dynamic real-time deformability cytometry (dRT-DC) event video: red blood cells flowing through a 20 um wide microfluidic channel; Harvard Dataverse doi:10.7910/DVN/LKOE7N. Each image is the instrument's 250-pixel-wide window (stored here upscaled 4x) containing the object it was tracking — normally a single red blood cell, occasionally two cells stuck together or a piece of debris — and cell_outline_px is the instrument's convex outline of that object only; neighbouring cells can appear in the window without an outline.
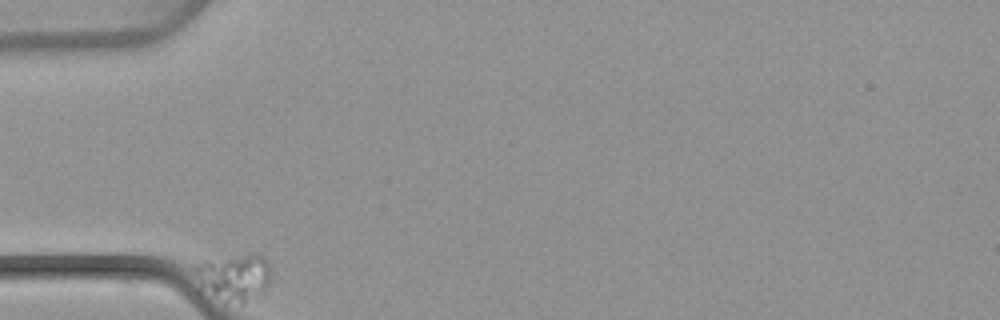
{"species": "common noctule bat (a hibernating species)", "species_latin": "Nyctalus noctula", "temperature_condition": "warm", "stored_images_in_passage": 40, "camera_frame_rate_fps": 3000, "um_per_image_px": 0.085, "animal": {"sex": "female", "body_mass_g": 22.7, "forearm_length_mm": 54.2}, "frame": {"image": 1, "passage_image": 1, "time_ms": 0.0, "image_size_px": [1000, 320], "cell_outline_px": [[272, 280], [264, 292], [244, 304], [240, 304], [216, 292], [192, 268], [196, 264], [204, 260], [256, 252], [264, 256], [268, 264]], "centroid_in_image_um": [20.11, 23.45], "position_along_channel_um": 64.9, "area_um2": 19.54}}
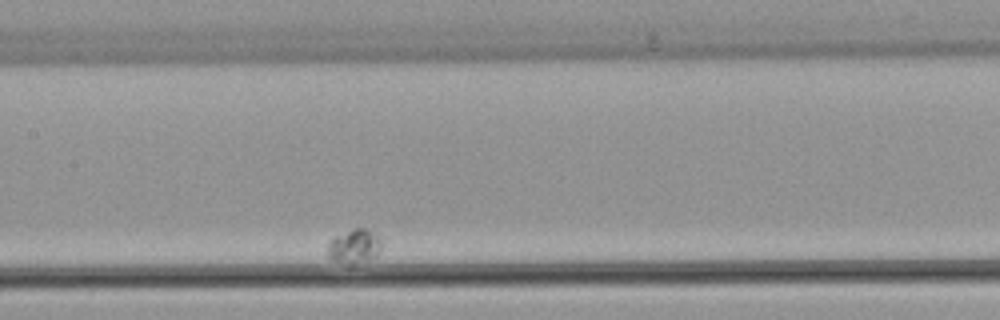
{"frame": {"image": 2, "passage_image": 18, "time_ms": 5.667, "image_size_px": [1000, 320], "cell_outline_px": [[380, 248], [376, 256], [352, 268], [348, 268], [332, 260], [328, 256], [328, 244], [336, 236], [352, 228], [364, 228], [372, 232], [380, 240]], "centroid_in_image_um": [30.08, 21.02], "position_along_channel_um": 177.3, "area_um2": 11.04}}
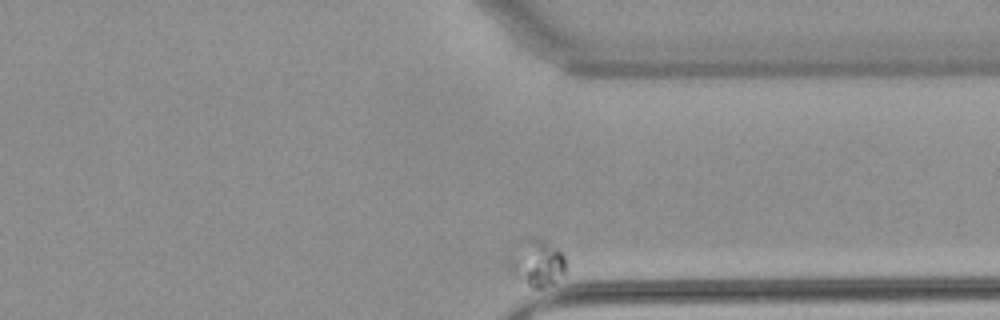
{"frame": {"image": 3, "passage_image": 40, "time_ms": 13.0, "image_size_px": [1000, 320], "cell_outline_px": [[564, 272], [552, 284], [544, 288], [532, 288], [512, 272], [508, 268], [508, 260], [520, 240], [524, 236], [532, 236], [544, 240], [560, 252], [564, 256]], "centroid_in_image_um": [45.6, 22.31], "position_along_channel_um": 365.8, "area_um2": 15.26}}